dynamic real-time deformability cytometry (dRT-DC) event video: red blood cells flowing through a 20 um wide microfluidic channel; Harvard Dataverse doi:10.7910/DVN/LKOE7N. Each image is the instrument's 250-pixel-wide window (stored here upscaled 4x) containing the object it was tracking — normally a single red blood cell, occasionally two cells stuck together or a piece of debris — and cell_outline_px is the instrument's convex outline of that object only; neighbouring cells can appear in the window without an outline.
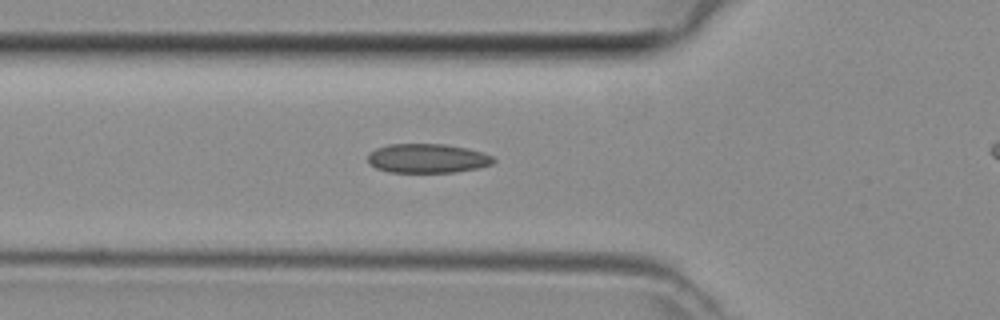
{"species": "common noctule bat (a hibernating species)", "species_latin": "Nyctalus noctula", "temperature_condition": "room temperature", "stored_images_in_passage": 39, "camera_frame_rate_fps": 3000, "um_per_image_px": 0.085, "animal": {"sex": "female", "body_mass_g": 29.2, "forearm_length_mm": 56.3}, "frame": {"image": 1, "passage_image": 15, "time_ms": 4.667, "image_size_px": [1000, 320], "cell_outline_px": [[496, 160], [492, 164], [480, 168], [456, 172], [388, 172], [376, 168], [368, 160], [368, 152], [376, 148], [388, 144], [444, 144], [464, 148], [480, 152], [492, 156]], "centroid_in_image_um": [36.32, 13.46], "position_along_channel_um": 89.5, "area_um2": 21.33}}
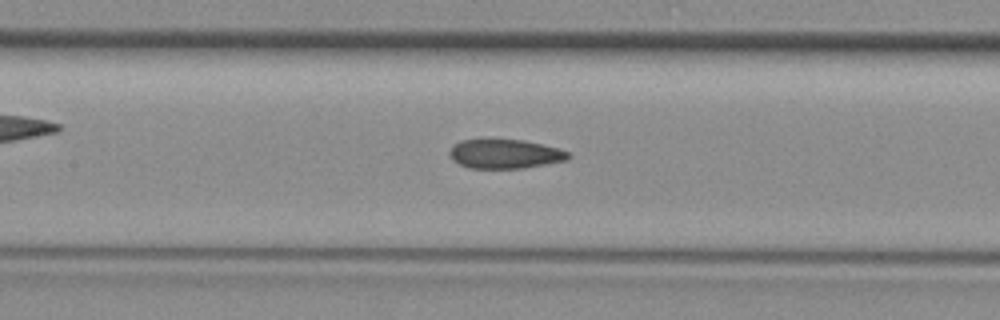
{"frame": {"image": 2, "passage_image": 20, "time_ms": 6.333, "image_size_px": [1000, 320], "cell_outline_px": [[568, 160], [520, 168], [468, 168], [460, 164], [448, 152], [460, 140], [524, 140], [556, 148], [568, 152]], "centroid_in_image_um": [42.92, 13.09], "position_along_channel_um": 164.5, "area_um2": 19.59}}
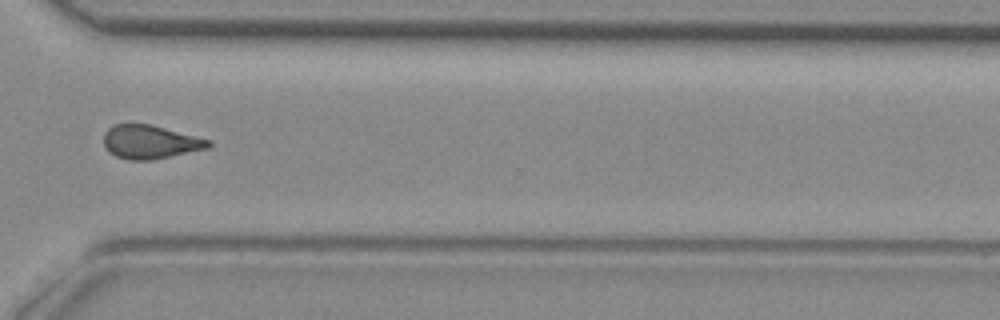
{"frame": {"image": 3, "passage_image": 33, "time_ms": 10.667, "image_size_px": [1000, 320], "cell_outline_px": [[212, 144], [208, 148], [152, 160], [128, 160], [116, 156], [108, 152], [104, 144], [104, 132], [108, 128], [116, 124], [148, 124], [212, 140]], "centroid_in_image_um": [12.75, 12.07], "position_along_channel_um": 357.8, "area_um2": 20.4}}